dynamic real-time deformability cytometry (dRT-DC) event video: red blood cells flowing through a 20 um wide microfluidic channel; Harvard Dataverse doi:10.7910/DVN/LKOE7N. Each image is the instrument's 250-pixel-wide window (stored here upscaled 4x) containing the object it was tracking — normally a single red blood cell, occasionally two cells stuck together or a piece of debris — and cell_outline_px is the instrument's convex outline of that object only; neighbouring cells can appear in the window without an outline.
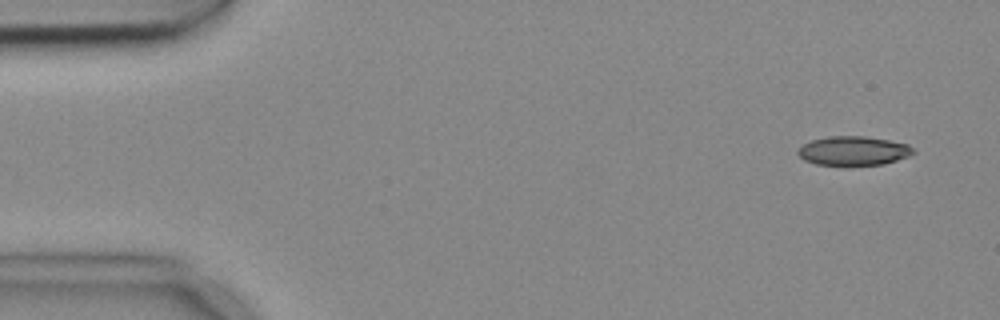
{"species": "common noctule bat (a hibernating species)", "species_latin": "Nyctalus noctula", "temperature_condition": "cold", "stored_images_in_passage": 5, "camera_frame_rate_fps": 3000, "um_per_image_px": 0.085, "animal": {"sex": "female", "body_mass_g": 18.4}, "frame": {"image": 1, "passage_image": 1, "time_ms": 0.0, "image_size_px": [1000, 320], "cell_outline_px": [[916, 152], [912, 156], [884, 164], [844, 168], [816, 164], [804, 160], [796, 152], [796, 148], [812, 140], [828, 136], [864, 136], [888, 140], [908, 144]], "centroid_in_image_um": [72.53, 12.87], "position_along_channel_um": 12.5, "area_um2": 20.46}}
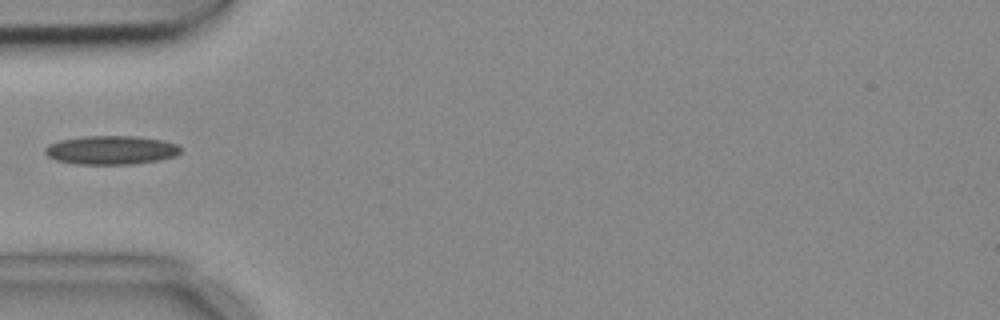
{"frame": {"image": 2, "passage_image": 5, "time_ms": 1.333, "image_size_px": [1000, 320], "cell_outline_px": [[180, 152], [176, 156], [160, 160], [132, 164], [76, 164], [56, 160], [48, 156], [44, 152], [44, 148], [48, 144], [60, 140], [84, 136], [136, 136], [160, 140], [176, 144], [180, 148]], "centroid_in_image_um": [9.42, 12.76], "position_along_channel_um": 75.6, "area_um2": 22.72}}